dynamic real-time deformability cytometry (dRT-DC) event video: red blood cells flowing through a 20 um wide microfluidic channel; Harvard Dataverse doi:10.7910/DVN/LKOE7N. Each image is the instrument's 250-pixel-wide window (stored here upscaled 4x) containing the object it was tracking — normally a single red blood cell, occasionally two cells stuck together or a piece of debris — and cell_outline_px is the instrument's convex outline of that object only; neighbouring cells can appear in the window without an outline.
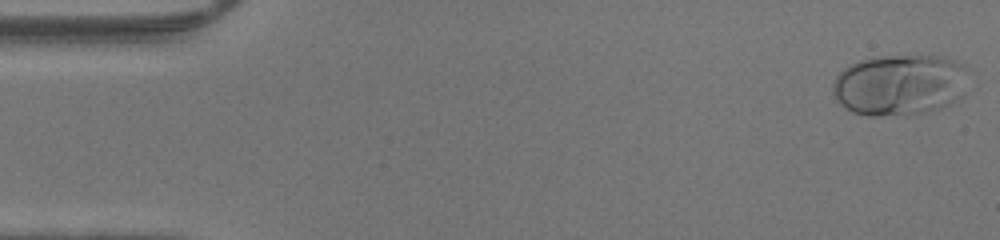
{"species": "human", "species_latin": "Homo sapiens", "temperature_condition": "warm", "stored_images_in_passage": 47, "camera_frame_rate_fps": 3000, "um_per_image_px": 0.085, "donor": {"sex": "male"}, "frame": {"image": 1, "passage_image": 1, "time_ms": 0.0, "image_size_px": [1000, 240], "cell_outline_px": [[964, 64], [952, 100], [948, 104], [940, 108], [928, 112], [908, 116], [868, 116], [852, 112], [840, 104], [836, 100], [832, 92], [832, 84], [836, 76], [844, 68], [860, 60], [880, 56], [940, 56]], "centroid_in_image_um": [76.27, 7.24], "position_along_channel_um": 8.7, "area_um2": 47.05}}
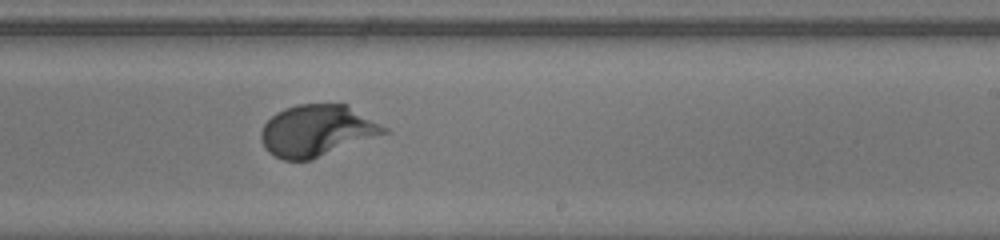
{"frame": {"image": 2, "passage_image": 28, "time_ms": 9.0, "image_size_px": [1000, 240], "cell_outline_px": [[388, 132], [308, 160], [284, 160], [268, 152], [264, 148], [260, 140], [260, 132], [264, 124], [276, 112], [284, 108], [300, 104], [348, 104], [388, 128]], "centroid_in_image_um": [26.9, 11.08], "position_along_channel_um": 262.1, "area_um2": 36.53}}
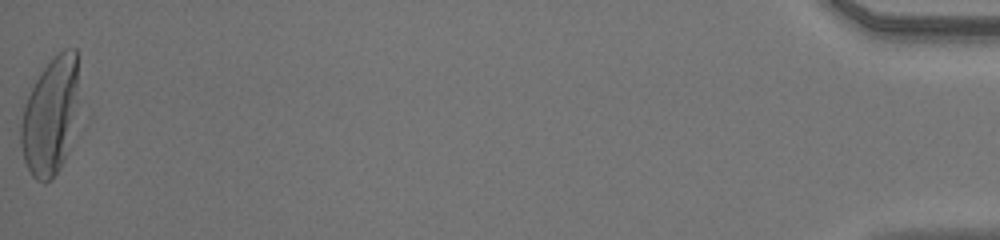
{"frame": {"image": 3, "passage_image": 47, "time_ms": 15.333, "image_size_px": [1000, 240], "cell_outline_px": [[88, 124], [60, 168], [44, 184], [36, 180], [32, 176], [24, 160], [20, 144], [20, 124], [24, 104], [40, 72], [64, 48], [76, 48], [88, 116]], "centroid_in_image_um": [4.55, 9.86], "position_along_channel_um": 430.7, "area_um2": 44.51}}